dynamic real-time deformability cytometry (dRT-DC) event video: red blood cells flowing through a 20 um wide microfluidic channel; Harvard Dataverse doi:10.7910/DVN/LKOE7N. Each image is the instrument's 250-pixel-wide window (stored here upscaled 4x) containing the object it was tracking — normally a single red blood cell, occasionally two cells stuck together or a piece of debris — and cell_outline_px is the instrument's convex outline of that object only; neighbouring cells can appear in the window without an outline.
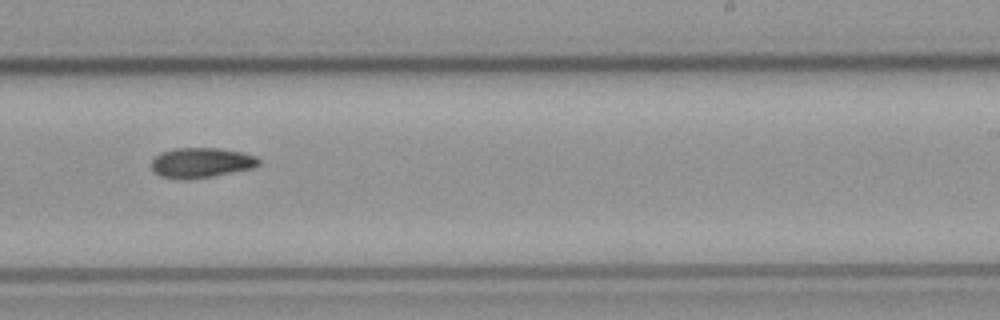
{"species": "common noctule bat (a hibernating species)", "species_latin": "Nyctalus noctula", "temperature_condition": "cold", "stored_images_in_passage": 9, "camera_frame_rate_fps": 3000, "um_per_image_px": 0.085, "animal": {"sex": "male", "body_mass_g": 23.1, "forearm_length_mm": 52.7}, "frame": {"image": 1, "passage_image": 8, "time_ms": 8.667, "image_size_px": [1000, 320], "cell_outline_px": [[260, 164], [252, 168], [212, 176], [188, 180], [180, 180], [160, 176], [152, 168], [152, 160], [160, 152], [176, 148], [216, 148], [240, 152], [256, 156], [260, 160]], "centroid_in_image_um": [17.08, 13.84], "position_along_channel_um": 271.9, "area_um2": 18.73}}
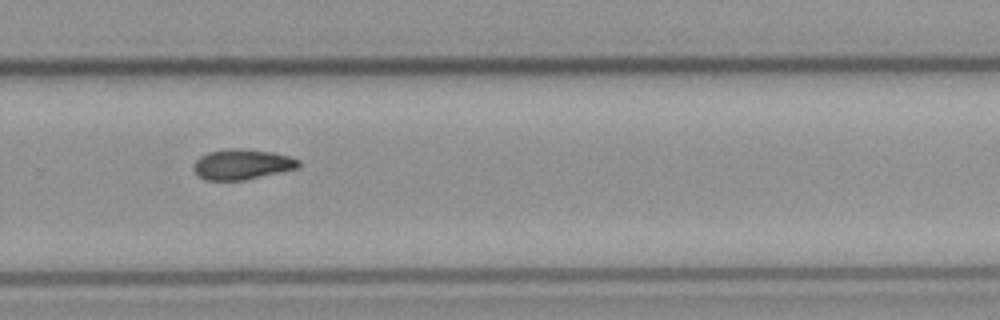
{"frame": {"image": 2, "passage_image": 9, "time_ms": 9.667, "image_size_px": [1000, 320], "cell_outline_px": [[300, 164], [296, 168], [244, 180], [204, 180], [192, 168], [192, 164], [200, 156], [208, 152], [228, 148], [240, 148], [272, 152], [288, 156], [300, 160]], "centroid_in_image_um": [20.53, 13.96], "position_along_channel_um": 309.3, "area_um2": 18.44}}